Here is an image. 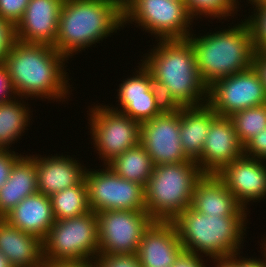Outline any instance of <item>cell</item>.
I'll return each instance as SVG.
<instances>
[{
    "label": "cell",
    "instance_id": "obj_1",
    "mask_svg": "<svg viewBox=\"0 0 266 267\" xmlns=\"http://www.w3.org/2000/svg\"><path fill=\"white\" fill-rule=\"evenodd\" d=\"M66 62L68 59L51 45L18 41L4 60L17 96L62 103L69 100L73 88Z\"/></svg>",
    "mask_w": 266,
    "mask_h": 267
},
{
    "label": "cell",
    "instance_id": "obj_2",
    "mask_svg": "<svg viewBox=\"0 0 266 267\" xmlns=\"http://www.w3.org/2000/svg\"><path fill=\"white\" fill-rule=\"evenodd\" d=\"M121 28L123 6L116 0H64L54 48L69 60Z\"/></svg>",
    "mask_w": 266,
    "mask_h": 267
},
{
    "label": "cell",
    "instance_id": "obj_3",
    "mask_svg": "<svg viewBox=\"0 0 266 267\" xmlns=\"http://www.w3.org/2000/svg\"><path fill=\"white\" fill-rule=\"evenodd\" d=\"M155 41L156 46L141 55L143 66L169 88L182 108L205 105L208 86L201 79L190 41L187 38Z\"/></svg>",
    "mask_w": 266,
    "mask_h": 267
},
{
    "label": "cell",
    "instance_id": "obj_4",
    "mask_svg": "<svg viewBox=\"0 0 266 267\" xmlns=\"http://www.w3.org/2000/svg\"><path fill=\"white\" fill-rule=\"evenodd\" d=\"M240 24L223 27L206 35L190 33V41L202 81L209 87L214 81L253 66L255 48L246 18ZM194 34V35H193Z\"/></svg>",
    "mask_w": 266,
    "mask_h": 267
},
{
    "label": "cell",
    "instance_id": "obj_5",
    "mask_svg": "<svg viewBox=\"0 0 266 267\" xmlns=\"http://www.w3.org/2000/svg\"><path fill=\"white\" fill-rule=\"evenodd\" d=\"M172 222L184 251L207 260L243 253L247 216H209L189 206Z\"/></svg>",
    "mask_w": 266,
    "mask_h": 267
},
{
    "label": "cell",
    "instance_id": "obj_6",
    "mask_svg": "<svg viewBox=\"0 0 266 267\" xmlns=\"http://www.w3.org/2000/svg\"><path fill=\"white\" fill-rule=\"evenodd\" d=\"M204 174L193 161L155 165L146 183V211L154 221H173L191 206L196 182Z\"/></svg>",
    "mask_w": 266,
    "mask_h": 267
},
{
    "label": "cell",
    "instance_id": "obj_7",
    "mask_svg": "<svg viewBox=\"0 0 266 267\" xmlns=\"http://www.w3.org/2000/svg\"><path fill=\"white\" fill-rule=\"evenodd\" d=\"M99 255L98 219L94 211L56 220L43 240L45 263L95 261Z\"/></svg>",
    "mask_w": 266,
    "mask_h": 267
},
{
    "label": "cell",
    "instance_id": "obj_8",
    "mask_svg": "<svg viewBox=\"0 0 266 267\" xmlns=\"http://www.w3.org/2000/svg\"><path fill=\"white\" fill-rule=\"evenodd\" d=\"M133 22L157 40L186 39L194 31L184 0H128L123 5V27Z\"/></svg>",
    "mask_w": 266,
    "mask_h": 267
},
{
    "label": "cell",
    "instance_id": "obj_9",
    "mask_svg": "<svg viewBox=\"0 0 266 267\" xmlns=\"http://www.w3.org/2000/svg\"><path fill=\"white\" fill-rule=\"evenodd\" d=\"M88 129L91 143L102 165L140 143V123L121 112L114 111L109 105L88 106ZM98 151V152H97Z\"/></svg>",
    "mask_w": 266,
    "mask_h": 267
},
{
    "label": "cell",
    "instance_id": "obj_10",
    "mask_svg": "<svg viewBox=\"0 0 266 267\" xmlns=\"http://www.w3.org/2000/svg\"><path fill=\"white\" fill-rule=\"evenodd\" d=\"M84 179L91 211L146 210L144 186L123 179L107 165L96 170L87 168Z\"/></svg>",
    "mask_w": 266,
    "mask_h": 267
},
{
    "label": "cell",
    "instance_id": "obj_11",
    "mask_svg": "<svg viewBox=\"0 0 266 267\" xmlns=\"http://www.w3.org/2000/svg\"><path fill=\"white\" fill-rule=\"evenodd\" d=\"M96 214L99 255L136 254L145 230L154 221L146 210H104Z\"/></svg>",
    "mask_w": 266,
    "mask_h": 267
},
{
    "label": "cell",
    "instance_id": "obj_12",
    "mask_svg": "<svg viewBox=\"0 0 266 267\" xmlns=\"http://www.w3.org/2000/svg\"><path fill=\"white\" fill-rule=\"evenodd\" d=\"M207 104L222 117L266 104V91L259 73L252 66L214 81L208 87Z\"/></svg>",
    "mask_w": 266,
    "mask_h": 267
},
{
    "label": "cell",
    "instance_id": "obj_13",
    "mask_svg": "<svg viewBox=\"0 0 266 267\" xmlns=\"http://www.w3.org/2000/svg\"><path fill=\"white\" fill-rule=\"evenodd\" d=\"M140 144L149 154L153 165L190 161L180 138V111L160 113L140 125Z\"/></svg>",
    "mask_w": 266,
    "mask_h": 267
},
{
    "label": "cell",
    "instance_id": "obj_14",
    "mask_svg": "<svg viewBox=\"0 0 266 267\" xmlns=\"http://www.w3.org/2000/svg\"><path fill=\"white\" fill-rule=\"evenodd\" d=\"M216 176L247 211L251 202L264 201L266 198V160L243 154L223 167Z\"/></svg>",
    "mask_w": 266,
    "mask_h": 267
},
{
    "label": "cell",
    "instance_id": "obj_15",
    "mask_svg": "<svg viewBox=\"0 0 266 267\" xmlns=\"http://www.w3.org/2000/svg\"><path fill=\"white\" fill-rule=\"evenodd\" d=\"M64 0H30L15 25L16 41L55 46Z\"/></svg>",
    "mask_w": 266,
    "mask_h": 267
},
{
    "label": "cell",
    "instance_id": "obj_16",
    "mask_svg": "<svg viewBox=\"0 0 266 267\" xmlns=\"http://www.w3.org/2000/svg\"><path fill=\"white\" fill-rule=\"evenodd\" d=\"M244 154L234 125L229 117L217 116L211 123L201 152L203 174H217L223 167Z\"/></svg>",
    "mask_w": 266,
    "mask_h": 267
},
{
    "label": "cell",
    "instance_id": "obj_17",
    "mask_svg": "<svg viewBox=\"0 0 266 267\" xmlns=\"http://www.w3.org/2000/svg\"><path fill=\"white\" fill-rule=\"evenodd\" d=\"M184 251L172 221H153L136 253L141 267H172Z\"/></svg>",
    "mask_w": 266,
    "mask_h": 267
},
{
    "label": "cell",
    "instance_id": "obj_18",
    "mask_svg": "<svg viewBox=\"0 0 266 267\" xmlns=\"http://www.w3.org/2000/svg\"><path fill=\"white\" fill-rule=\"evenodd\" d=\"M132 77L123 79L117 89L118 106L110 105L111 109L129 116L140 124L151 120L160 112L156 108L155 98L150 89L149 71L141 62Z\"/></svg>",
    "mask_w": 266,
    "mask_h": 267
},
{
    "label": "cell",
    "instance_id": "obj_19",
    "mask_svg": "<svg viewBox=\"0 0 266 267\" xmlns=\"http://www.w3.org/2000/svg\"><path fill=\"white\" fill-rule=\"evenodd\" d=\"M79 161L63 153L44 157L36 154L38 192L51 197L78 185L84 179L87 169Z\"/></svg>",
    "mask_w": 266,
    "mask_h": 267
},
{
    "label": "cell",
    "instance_id": "obj_20",
    "mask_svg": "<svg viewBox=\"0 0 266 267\" xmlns=\"http://www.w3.org/2000/svg\"><path fill=\"white\" fill-rule=\"evenodd\" d=\"M191 207L209 216H247L216 174H204L194 187Z\"/></svg>",
    "mask_w": 266,
    "mask_h": 267
},
{
    "label": "cell",
    "instance_id": "obj_21",
    "mask_svg": "<svg viewBox=\"0 0 266 267\" xmlns=\"http://www.w3.org/2000/svg\"><path fill=\"white\" fill-rule=\"evenodd\" d=\"M0 252L12 267H44L43 240L0 218Z\"/></svg>",
    "mask_w": 266,
    "mask_h": 267
},
{
    "label": "cell",
    "instance_id": "obj_22",
    "mask_svg": "<svg viewBox=\"0 0 266 267\" xmlns=\"http://www.w3.org/2000/svg\"><path fill=\"white\" fill-rule=\"evenodd\" d=\"M5 219L10 225L44 240L54 224L55 217L49 196L36 192L24 198Z\"/></svg>",
    "mask_w": 266,
    "mask_h": 267
},
{
    "label": "cell",
    "instance_id": "obj_23",
    "mask_svg": "<svg viewBox=\"0 0 266 267\" xmlns=\"http://www.w3.org/2000/svg\"><path fill=\"white\" fill-rule=\"evenodd\" d=\"M23 154L15 161L7 181L0 188V218L24 198L38 192L36 156Z\"/></svg>",
    "mask_w": 266,
    "mask_h": 267
},
{
    "label": "cell",
    "instance_id": "obj_24",
    "mask_svg": "<svg viewBox=\"0 0 266 267\" xmlns=\"http://www.w3.org/2000/svg\"><path fill=\"white\" fill-rule=\"evenodd\" d=\"M218 114L206 103L199 107H187L180 110V138L186 157L199 165L201 170V152L210 131L212 121Z\"/></svg>",
    "mask_w": 266,
    "mask_h": 267
},
{
    "label": "cell",
    "instance_id": "obj_25",
    "mask_svg": "<svg viewBox=\"0 0 266 267\" xmlns=\"http://www.w3.org/2000/svg\"><path fill=\"white\" fill-rule=\"evenodd\" d=\"M24 101L18 96L12 101L0 103V150H12V144L20 140L25 130H29L27 127L31 125L33 110Z\"/></svg>",
    "mask_w": 266,
    "mask_h": 267
},
{
    "label": "cell",
    "instance_id": "obj_26",
    "mask_svg": "<svg viewBox=\"0 0 266 267\" xmlns=\"http://www.w3.org/2000/svg\"><path fill=\"white\" fill-rule=\"evenodd\" d=\"M107 166L123 179L137 182L144 187L151 177L154 167L149 154L140 143L124 151L110 161Z\"/></svg>",
    "mask_w": 266,
    "mask_h": 267
},
{
    "label": "cell",
    "instance_id": "obj_27",
    "mask_svg": "<svg viewBox=\"0 0 266 267\" xmlns=\"http://www.w3.org/2000/svg\"><path fill=\"white\" fill-rule=\"evenodd\" d=\"M50 198L55 220L78 217L91 210L85 179L76 186L53 194Z\"/></svg>",
    "mask_w": 266,
    "mask_h": 267
},
{
    "label": "cell",
    "instance_id": "obj_28",
    "mask_svg": "<svg viewBox=\"0 0 266 267\" xmlns=\"http://www.w3.org/2000/svg\"><path fill=\"white\" fill-rule=\"evenodd\" d=\"M229 118L240 142L244 146L266 128V104L238 111Z\"/></svg>",
    "mask_w": 266,
    "mask_h": 267
},
{
    "label": "cell",
    "instance_id": "obj_29",
    "mask_svg": "<svg viewBox=\"0 0 266 267\" xmlns=\"http://www.w3.org/2000/svg\"><path fill=\"white\" fill-rule=\"evenodd\" d=\"M187 11L192 19L202 17L212 20H226L237 15L241 4L238 0H184ZM240 5V7H239ZM236 14V15H235Z\"/></svg>",
    "mask_w": 266,
    "mask_h": 267
},
{
    "label": "cell",
    "instance_id": "obj_30",
    "mask_svg": "<svg viewBox=\"0 0 266 267\" xmlns=\"http://www.w3.org/2000/svg\"><path fill=\"white\" fill-rule=\"evenodd\" d=\"M246 20L252 31L255 51L266 52V2L255 5Z\"/></svg>",
    "mask_w": 266,
    "mask_h": 267
},
{
    "label": "cell",
    "instance_id": "obj_31",
    "mask_svg": "<svg viewBox=\"0 0 266 267\" xmlns=\"http://www.w3.org/2000/svg\"><path fill=\"white\" fill-rule=\"evenodd\" d=\"M150 89L160 113H176L182 107L175 101L169 88L149 72Z\"/></svg>",
    "mask_w": 266,
    "mask_h": 267
},
{
    "label": "cell",
    "instance_id": "obj_32",
    "mask_svg": "<svg viewBox=\"0 0 266 267\" xmlns=\"http://www.w3.org/2000/svg\"><path fill=\"white\" fill-rule=\"evenodd\" d=\"M95 267H141L136 254L98 255Z\"/></svg>",
    "mask_w": 266,
    "mask_h": 267
},
{
    "label": "cell",
    "instance_id": "obj_33",
    "mask_svg": "<svg viewBox=\"0 0 266 267\" xmlns=\"http://www.w3.org/2000/svg\"><path fill=\"white\" fill-rule=\"evenodd\" d=\"M30 0H0V17L14 26L22 18Z\"/></svg>",
    "mask_w": 266,
    "mask_h": 267
},
{
    "label": "cell",
    "instance_id": "obj_34",
    "mask_svg": "<svg viewBox=\"0 0 266 267\" xmlns=\"http://www.w3.org/2000/svg\"><path fill=\"white\" fill-rule=\"evenodd\" d=\"M15 41V26L0 17V64L4 63L5 57Z\"/></svg>",
    "mask_w": 266,
    "mask_h": 267
},
{
    "label": "cell",
    "instance_id": "obj_35",
    "mask_svg": "<svg viewBox=\"0 0 266 267\" xmlns=\"http://www.w3.org/2000/svg\"><path fill=\"white\" fill-rule=\"evenodd\" d=\"M244 155L266 160V128L244 145Z\"/></svg>",
    "mask_w": 266,
    "mask_h": 267
},
{
    "label": "cell",
    "instance_id": "obj_36",
    "mask_svg": "<svg viewBox=\"0 0 266 267\" xmlns=\"http://www.w3.org/2000/svg\"><path fill=\"white\" fill-rule=\"evenodd\" d=\"M8 68L4 63L0 64V103L12 101L17 98Z\"/></svg>",
    "mask_w": 266,
    "mask_h": 267
},
{
    "label": "cell",
    "instance_id": "obj_37",
    "mask_svg": "<svg viewBox=\"0 0 266 267\" xmlns=\"http://www.w3.org/2000/svg\"><path fill=\"white\" fill-rule=\"evenodd\" d=\"M12 150H0V188L7 181L13 164L22 155Z\"/></svg>",
    "mask_w": 266,
    "mask_h": 267
},
{
    "label": "cell",
    "instance_id": "obj_38",
    "mask_svg": "<svg viewBox=\"0 0 266 267\" xmlns=\"http://www.w3.org/2000/svg\"><path fill=\"white\" fill-rule=\"evenodd\" d=\"M203 258L204 256H200V255H196L191 252L183 251L179 255V257L176 259V262L172 267H207L206 266L207 260H205L204 258V261H203Z\"/></svg>",
    "mask_w": 266,
    "mask_h": 267
},
{
    "label": "cell",
    "instance_id": "obj_39",
    "mask_svg": "<svg viewBox=\"0 0 266 267\" xmlns=\"http://www.w3.org/2000/svg\"><path fill=\"white\" fill-rule=\"evenodd\" d=\"M253 67L259 73L266 91V52L255 51Z\"/></svg>",
    "mask_w": 266,
    "mask_h": 267
},
{
    "label": "cell",
    "instance_id": "obj_40",
    "mask_svg": "<svg viewBox=\"0 0 266 267\" xmlns=\"http://www.w3.org/2000/svg\"><path fill=\"white\" fill-rule=\"evenodd\" d=\"M260 245H262L260 247L261 251L258 252H261L260 255L262 256V258L257 259V257L251 258L248 256H246L247 258H245L243 255H240V267H266V247L262 243H260Z\"/></svg>",
    "mask_w": 266,
    "mask_h": 267
},
{
    "label": "cell",
    "instance_id": "obj_41",
    "mask_svg": "<svg viewBox=\"0 0 266 267\" xmlns=\"http://www.w3.org/2000/svg\"><path fill=\"white\" fill-rule=\"evenodd\" d=\"M240 253L234 254L231 257L214 258L210 262H214V267H240Z\"/></svg>",
    "mask_w": 266,
    "mask_h": 267
},
{
    "label": "cell",
    "instance_id": "obj_42",
    "mask_svg": "<svg viewBox=\"0 0 266 267\" xmlns=\"http://www.w3.org/2000/svg\"><path fill=\"white\" fill-rule=\"evenodd\" d=\"M44 267H95L93 261L87 262H65V263H45Z\"/></svg>",
    "mask_w": 266,
    "mask_h": 267
},
{
    "label": "cell",
    "instance_id": "obj_43",
    "mask_svg": "<svg viewBox=\"0 0 266 267\" xmlns=\"http://www.w3.org/2000/svg\"><path fill=\"white\" fill-rule=\"evenodd\" d=\"M0 267H12L3 253L0 252Z\"/></svg>",
    "mask_w": 266,
    "mask_h": 267
},
{
    "label": "cell",
    "instance_id": "obj_44",
    "mask_svg": "<svg viewBox=\"0 0 266 267\" xmlns=\"http://www.w3.org/2000/svg\"><path fill=\"white\" fill-rule=\"evenodd\" d=\"M249 1V2H248ZM246 2L248 4H251L252 7H254L255 5H258L260 3L266 2V0H246Z\"/></svg>",
    "mask_w": 266,
    "mask_h": 267
},
{
    "label": "cell",
    "instance_id": "obj_45",
    "mask_svg": "<svg viewBox=\"0 0 266 267\" xmlns=\"http://www.w3.org/2000/svg\"><path fill=\"white\" fill-rule=\"evenodd\" d=\"M116 1H118L123 6L128 0H116Z\"/></svg>",
    "mask_w": 266,
    "mask_h": 267
}]
</instances>
